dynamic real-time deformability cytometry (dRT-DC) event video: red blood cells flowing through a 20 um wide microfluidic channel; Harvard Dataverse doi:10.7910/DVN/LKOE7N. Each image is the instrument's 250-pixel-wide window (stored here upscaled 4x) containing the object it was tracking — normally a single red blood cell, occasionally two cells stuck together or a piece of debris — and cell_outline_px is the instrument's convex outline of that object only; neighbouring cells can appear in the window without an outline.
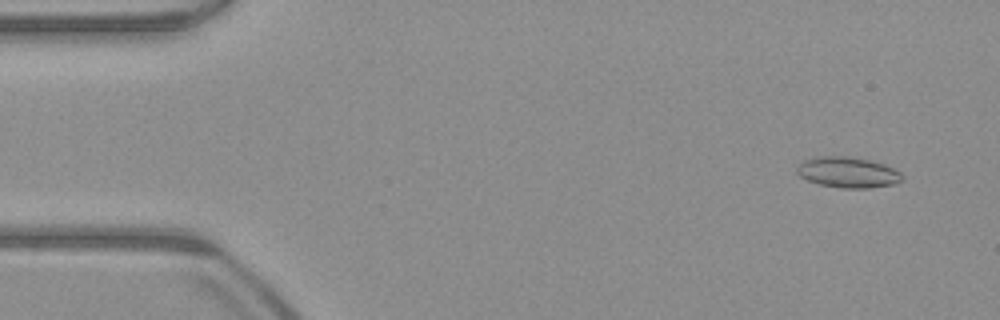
{"species": "common noctule bat (a hibernating species)", "species_latin": "Nyctalus noctula", "temperature_condition": "warm", "stored_images_in_passage": 52, "camera_frame_rate_fps": 3000, "um_per_image_px": 0.085, "animal": {"sex": "male", "body_mass_g": 23.1, "forearm_length_mm": 52.7}, "frame": {"image": 1, "passage_image": 4, "time_ms": 1.0, "image_size_px": [1000, 320], "cell_outline_px": [[904, 176], [900, 180], [892, 184], [868, 188], [844, 188], [820, 184], [808, 180], [800, 176], [796, 172], [796, 168], [804, 160], [820, 156], [848, 156], [872, 160], [884, 164], [900, 172]], "centroid_in_image_um": [72.06, 14.64], "position_along_channel_um": 12.9, "area_um2": 18.67}}
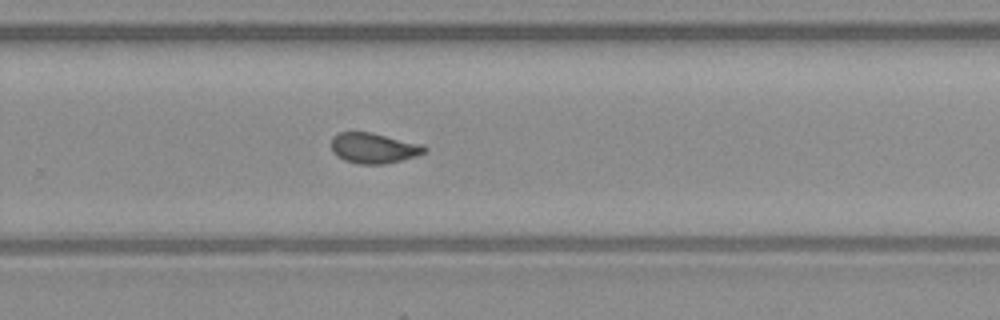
{"frame": {"image": 2, "passage_image": 34, "time_ms": 11.0, "image_size_px": [1000, 320], "cell_outline_px": [[428, 148], [424, 152], [416, 156], [384, 164], [360, 164], [344, 160], [336, 156], [332, 152], [332, 136], [340, 132], [372, 132], [424, 144]], "centroid_in_image_um": [31.77, 12.58], "position_along_channel_um": 298.0, "area_um2": 16.65}}
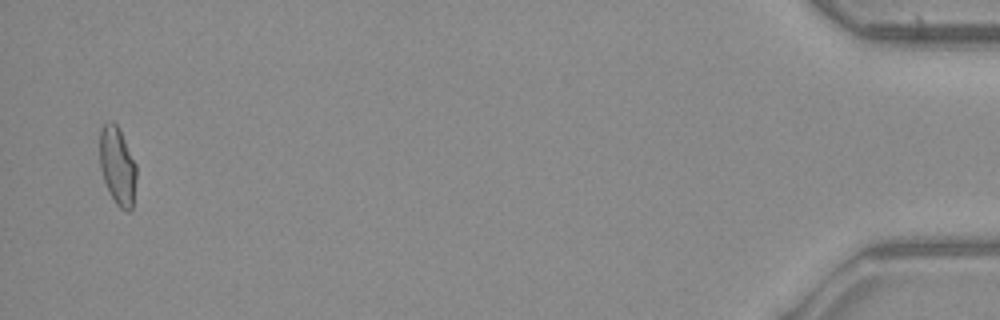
{"frame": {"image": 3, "passage_image": 51, "time_ms": 16.667, "image_size_px": [1000, 320], "cell_outline_px": [[136, 180], [132, 212], [128, 212], [120, 208], [116, 204], [104, 180], [100, 168], [100, 128], [108, 120], [112, 120], [116, 124], [136, 164]], "centroid_in_image_um": [9.99, 14.12], "position_along_channel_um": 425.2, "area_um2": 16.59}, "authors_computed_cell_mechanics": {"area_um2": 16.8776, "velocity_mm_per_s": 3.9681, "shape_relaxation_time_tau1_ms": null, "shape_relaxation_time_tau2_ms": 1.4734, "deformation_change_tau1": null, "deformation_change_tau2": 0.0751}}